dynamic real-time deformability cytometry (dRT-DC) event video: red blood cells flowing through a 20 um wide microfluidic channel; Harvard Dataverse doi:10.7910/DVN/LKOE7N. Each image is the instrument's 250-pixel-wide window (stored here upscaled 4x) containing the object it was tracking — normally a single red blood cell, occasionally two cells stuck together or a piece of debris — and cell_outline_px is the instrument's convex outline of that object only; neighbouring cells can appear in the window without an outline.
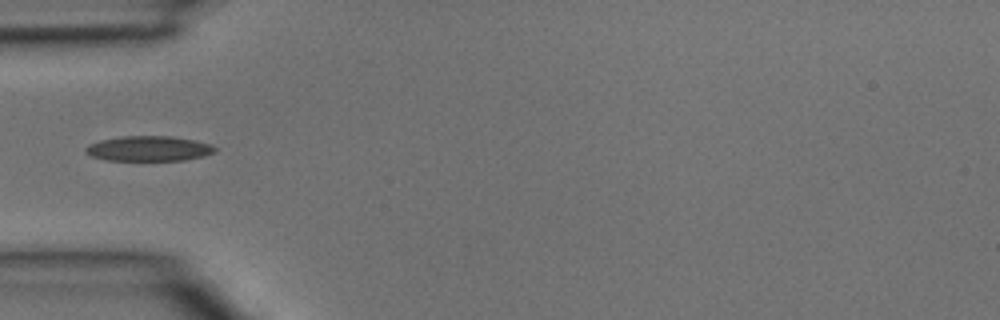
{"species": "common noctule bat (a hibernating species)", "species_latin": "Nyctalus noctula", "temperature_condition": "room temperature", "stored_images_in_passage": 4, "camera_frame_rate_fps": 3000, "um_per_image_px": 0.085, "animal": {"sex": "male", "body_mass_g": 15.6}, "frame": {"image": 1, "passage_image": 4, "time_ms": 1.0, "image_size_px": [1000, 320], "cell_outline_px": [[216, 152], [204, 156], [184, 160], [108, 160], [92, 156], [84, 152], [84, 148], [88, 144], [100, 140], [120, 136], [172, 136], [196, 140], [212, 144], [216, 148]], "centroid_in_image_um": [12.66, 12.62], "position_along_channel_um": 72.3, "area_um2": 19.07}}